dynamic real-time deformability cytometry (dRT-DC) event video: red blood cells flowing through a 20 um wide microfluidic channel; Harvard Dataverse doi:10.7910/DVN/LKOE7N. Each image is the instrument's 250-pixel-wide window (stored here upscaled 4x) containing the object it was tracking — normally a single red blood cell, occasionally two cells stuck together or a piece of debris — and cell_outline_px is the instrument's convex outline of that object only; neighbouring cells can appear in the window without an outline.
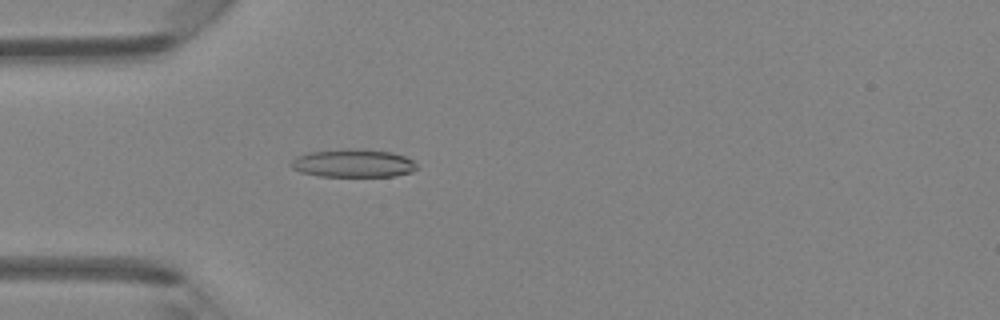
{"species": "Egyptian fruit bat (a non-hibernating species)", "species_latin": "Rousettus aegyptiacus", "temperature_condition": "room temperature", "stored_images_in_passage": 46, "camera_frame_rate_fps": 3000, "um_per_image_px": 0.085, "animal": {"sex": "female"}, "frame": {"image": 1, "passage_image": 13, "time_ms": 4.0, "image_size_px": [1000, 320], "cell_outline_px": [[416, 168], [412, 172], [392, 176], [320, 176], [300, 172], [292, 168], [292, 160], [296, 156], [308, 152], [344, 148], [364, 148], [392, 152], [404, 156], [412, 160], [416, 164]], "centroid_in_image_um": [30.01, 13.85], "position_along_channel_um": 55.0, "area_um2": 20.75}}
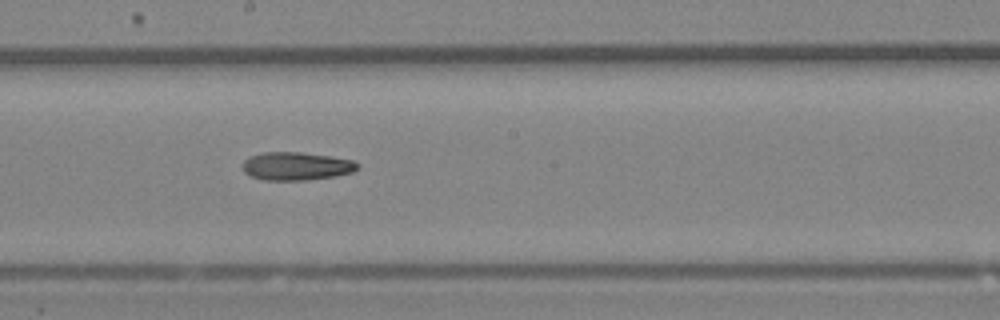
{"frame": {"image": 2, "passage_image": 25, "time_ms": 8.0, "image_size_px": [1000, 320], "cell_outline_px": [[360, 164], [352, 172], [336, 176], [304, 180], [264, 180], [252, 176], [244, 172], [244, 160], [248, 156], [264, 152], [300, 152], [328, 156], [352, 160]], "centroid_in_image_um": [25.17, 14.12], "position_along_channel_um": 223.0, "area_um2": 18.67}}
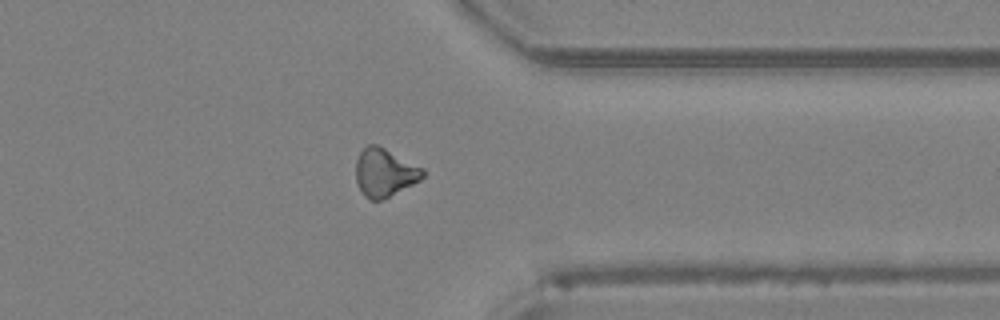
{"frame": {"image": 3, "passage_image": 36, "time_ms": 11.667, "image_size_px": [1000, 320], "cell_outline_px": [[424, 176], [420, 180], [380, 200], [372, 200], [364, 196], [356, 180], [356, 160], [360, 152], [368, 144], [376, 144], [424, 168]], "centroid_in_image_um": [32.68, 14.65], "position_along_channel_um": 378.7, "area_um2": 18.44}}